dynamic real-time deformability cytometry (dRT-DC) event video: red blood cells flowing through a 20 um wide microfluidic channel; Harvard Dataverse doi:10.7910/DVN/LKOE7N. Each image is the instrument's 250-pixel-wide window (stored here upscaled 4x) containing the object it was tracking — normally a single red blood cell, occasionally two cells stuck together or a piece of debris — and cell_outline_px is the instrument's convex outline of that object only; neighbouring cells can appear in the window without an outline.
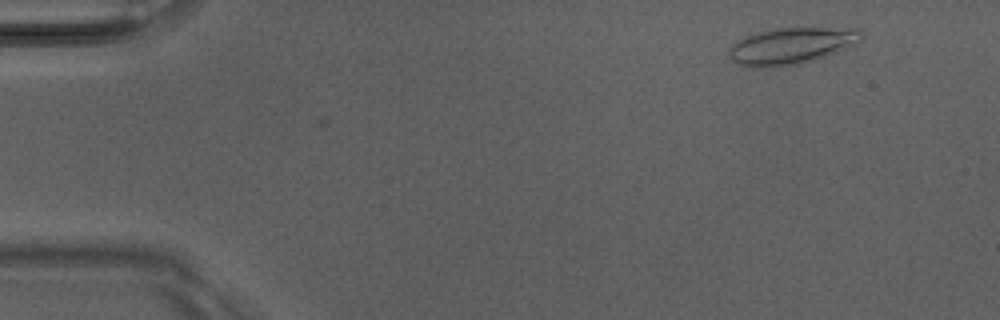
{"species": "Egyptian fruit bat (a non-hibernating species)", "species_latin": "Rousettus aegyptiacus", "temperature_condition": "room temperature", "stored_images_in_passage": 2, "camera_frame_rate_fps": 3000, "um_per_image_px": 0.085, "animal": {"sex": "male"}, "frame": {"image": 1, "passage_image": 2, "time_ms": 0.333, "image_size_px": [1000, 320], "cell_outline_px": [[864, 36], [860, 44], [800, 64], [772, 68], [752, 68], [740, 64], [732, 60], [728, 52], [740, 40], [748, 36], [760, 32], [776, 28], [860, 28]], "centroid_in_image_um": [67.36, 3.91], "position_along_channel_um": 17.6, "area_um2": 28.15}}